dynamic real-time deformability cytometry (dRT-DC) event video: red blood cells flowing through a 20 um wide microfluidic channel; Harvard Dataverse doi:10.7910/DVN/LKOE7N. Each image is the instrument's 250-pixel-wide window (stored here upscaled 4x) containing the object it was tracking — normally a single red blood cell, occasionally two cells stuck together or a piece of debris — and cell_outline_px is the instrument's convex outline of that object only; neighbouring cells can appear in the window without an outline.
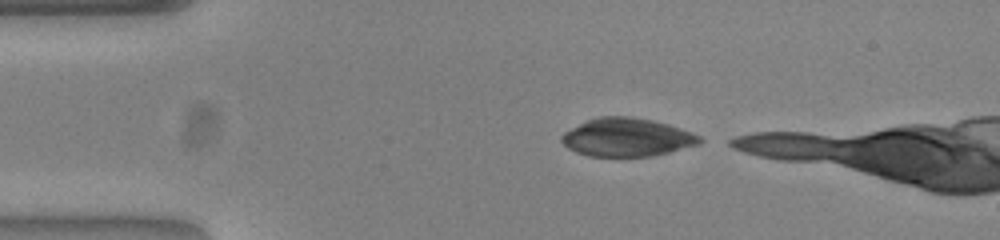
{"species": "common noctule bat (a hibernating species)", "species_latin": "Nyctalus noctula", "temperature_condition": "warm", "stored_images_in_passage": 34, "camera_frame_rate_fps": 3000, "um_per_image_px": 0.085, "animal": {"sex": "female", "body_mass_g": 23.0, "forearm_length_mm": 53.4}, "frame": {"image": 1, "passage_image": 1, "time_ms": 0.0, "image_size_px": [1000, 240], "cell_outline_px": [[704, 140], [700, 144], [652, 156], [588, 156], [576, 152], [568, 148], [560, 140], [560, 136], [564, 132], [588, 120], [600, 116], [632, 116], [652, 120], [668, 124], [692, 132], [700, 136]], "centroid_in_image_um": [53.3, 11.67], "position_along_channel_um": 31.7, "area_um2": 30.75}}
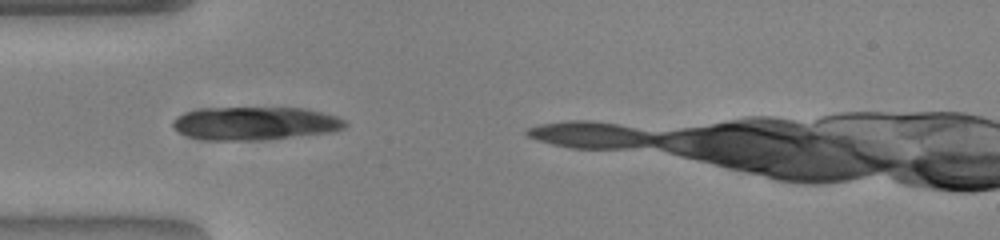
{"frame": {"image": 2, "passage_image": 7, "time_ms": 2.0, "image_size_px": [1000, 240], "cell_outline_px": [[348, 124], [344, 128], [336, 132], [264, 140], [208, 140], [188, 136], [172, 128], [172, 120], [176, 116], [184, 112], [208, 108], [304, 108], [336, 116], [344, 120]], "centroid_in_image_um": [21.69, 10.5], "position_along_channel_um": 63.3, "area_um2": 33.52}}